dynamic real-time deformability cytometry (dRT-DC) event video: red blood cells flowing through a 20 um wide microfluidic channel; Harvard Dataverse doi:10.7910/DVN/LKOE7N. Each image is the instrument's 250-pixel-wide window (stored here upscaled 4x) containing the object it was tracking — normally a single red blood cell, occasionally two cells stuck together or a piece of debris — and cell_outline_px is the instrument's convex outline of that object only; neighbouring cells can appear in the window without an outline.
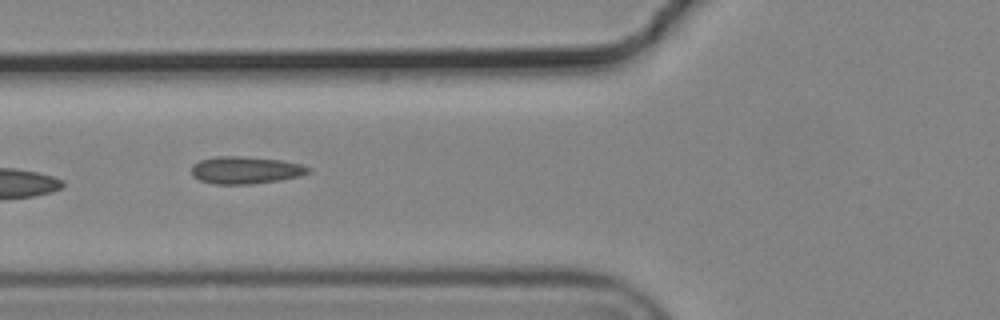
{"species": "common noctule bat (a hibernating species)", "species_latin": "Nyctalus noctula", "temperature_condition": "cold", "stored_images_in_passage": 9, "camera_frame_rate_fps": 3000, "um_per_image_px": 0.085, "animal": {"sex": "male", "body_mass_g": 19.2, "forearm_length_mm": 51.8}, "frame": {"image": 1, "passage_image": 6, "time_ms": 1.667, "image_size_px": [1000, 320], "cell_outline_px": [[312, 172], [300, 176], [280, 180], [252, 184], [212, 184], [200, 180], [192, 176], [192, 164], [200, 160], [216, 156], [240, 156], [284, 160], [300, 164], [312, 168]], "centroid_in_image_um": [20.89, 14.46], "position_along_channel_um": 104.9, "area_um2": 18.84}}
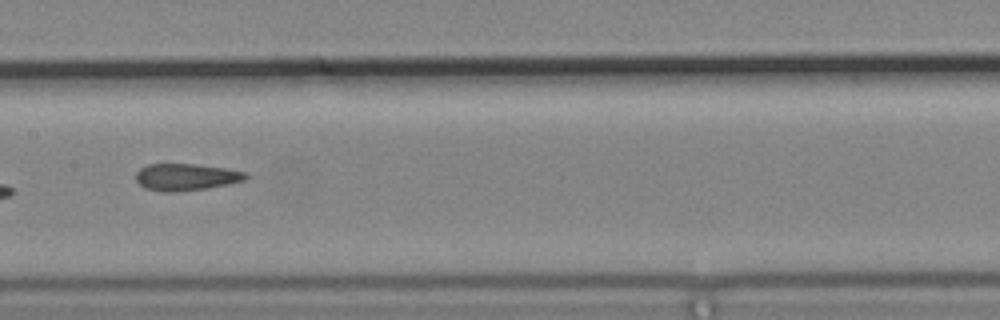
{"frame": {"image": 2, "passage_image": 8, "time_ms": 2.333, "image_size_px": [1000, 320], "cell_outline_px": [[248, 176], [244, 180], [228, 184], [204, 188], [172, 192], [164, 192], [144, 188], [136, 180], [136, 172], [140, 168], [148, 164], [192, 164], [224, 168], [244, 172]], "centroid_in_image_um": [15.76, 15.04], "position_along_channel_um": 191.6, "area_um2": 16.94}}
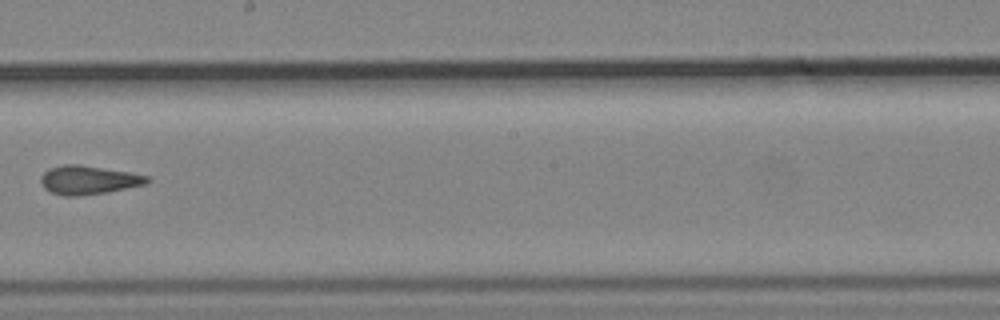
{"frame": {"image": 3, "passage_image": 9, "time_ms": 2.667, "image_size_px": [1000, 320], "cell_outline_px": [[152, 180], [148, 184], [108, 192], [76, 196], [64, 196], [52, 192], [44, 188], [40, 180], [40, 176], [48, 168], [64, 164], [80, 164], [128, 172], [148, 176]], "centroid_in_image_um": [7.53, 15.29], "position_along_channel_um": 240.7, "area_um2": 17.92}}